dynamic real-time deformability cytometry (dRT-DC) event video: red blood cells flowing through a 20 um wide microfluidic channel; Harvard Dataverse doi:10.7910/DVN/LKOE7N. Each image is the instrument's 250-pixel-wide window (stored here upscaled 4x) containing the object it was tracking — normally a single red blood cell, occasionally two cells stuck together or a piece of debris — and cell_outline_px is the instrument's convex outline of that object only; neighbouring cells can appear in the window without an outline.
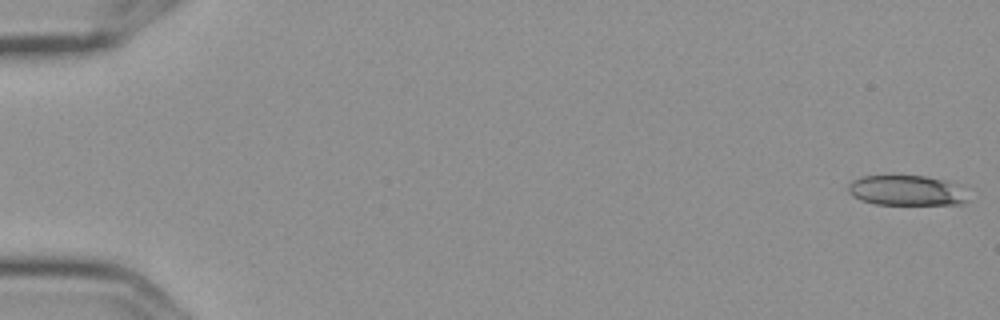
{"species": "Egyptian fruit bat (a non-hibernating species)", "species_latin": "Rousettus aegyptiacus", "temperature_condition": "cold", "stored_images_in_passage": 4, "camera_frame_rate_fps": 3000, "um_per_image_px": 0.085, "frame": {"image": 1, "passage_image": 1, "time_ms": 0.0, "image_size_px": [1000, 320], "cell_outline_px": [[968, 200], [960, 204], [876, 204], [860, 200], [852, 196], [848, 192], [848, 184], [852, 180], [860, 176], [924, 176], [944, 180]], "centroid_in_image_um": [76.86, 16.19], "position_along_channel_um": 8.1, "area_um2": 20.29}}